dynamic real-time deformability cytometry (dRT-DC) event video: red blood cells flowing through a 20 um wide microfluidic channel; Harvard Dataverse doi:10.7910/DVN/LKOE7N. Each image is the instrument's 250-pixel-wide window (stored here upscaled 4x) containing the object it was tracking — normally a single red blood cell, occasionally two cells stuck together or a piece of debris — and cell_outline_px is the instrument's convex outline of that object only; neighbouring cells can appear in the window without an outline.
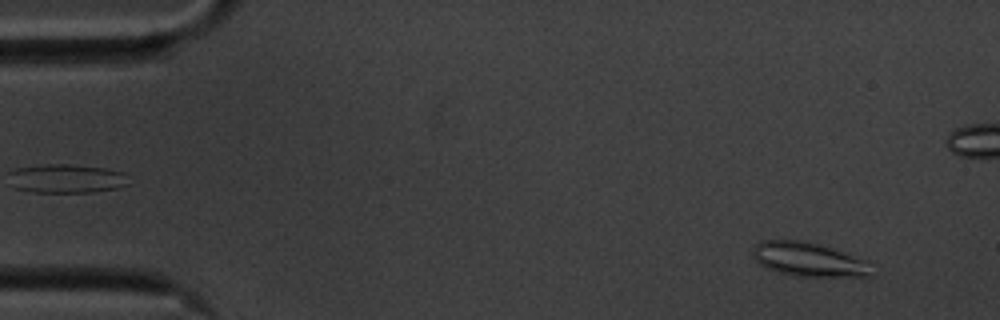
{"species": "common noctule bat (a hibernating species)", "species_latin": "Nyctalus noctula", "temperature_condition": "cold", "stored_images_in_passage": 57, "camera_frame_rate_fps": 3000, "um_per_image_px": 0.085, "animal": {"sex": "male", "body_mass_g": 20.1, "forearm_length_mm": 53.5}, "frame": {"image": 1, "passage_image": 4, "time_ms": 1.0, "image_size_px": [1000, 320], "cell_outline_px": [[872, 276], [796, 276], [780, 272], [768, 268], [760, 264], [752, 256], [752, 248], [760, 240], [800, 240], [820, 244], [868, 260]], "centroid_in_image_um": [68.72, 22.04], "position_along_channel_um": 16.3, "area_um2": 23.47}}
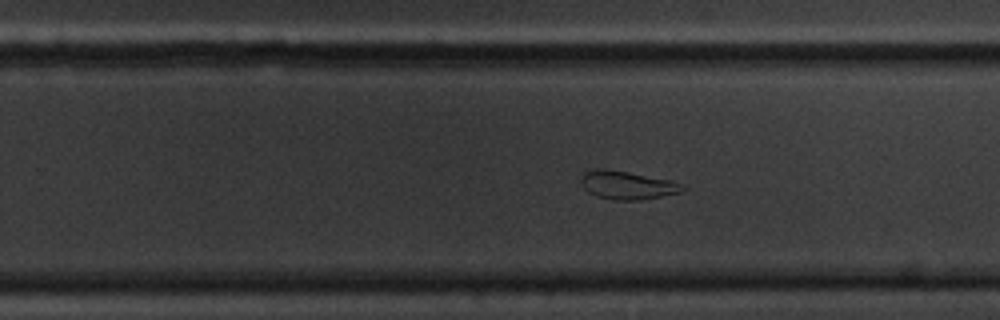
{"frame": {"image": 2, "passage_image": 35, "time_ms": 11.333, "image_size_px": [1000, 320], "cell_outline_px": [[688, 188], [680, 192], [640, 200], [616, 200], [596, 196], [588, 192], [584, 188], [580, 180], [584, 172], [596, 168], [604, 168], [628, 172], [668, 180]], "centroid_in_image_um": [53.25, 15.73], "position_along_channel_um": 276.5, "area_um2": 16.47}}
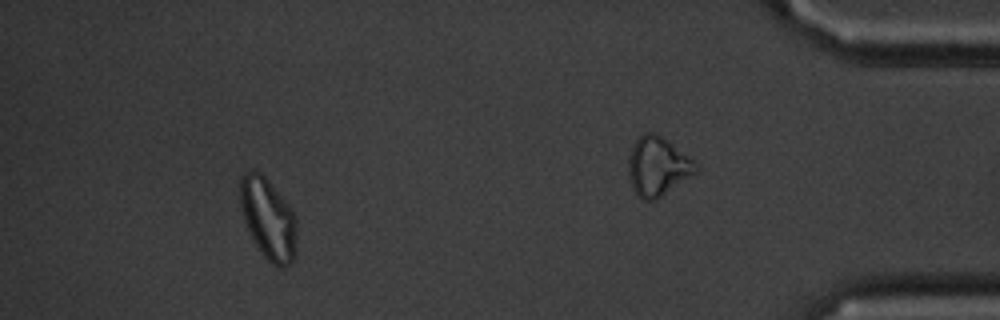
{"frame": {"image": 3, "passage_image": 52, "time_ms": 17.0, "image_size_px": [1000, 320], "cell_outline_px": [[296, 252], [292, 260], [284, 268], [276, 268], [264, 256], [256, 244], [244, 220], [240, 204], [240, 180], [244, 172], [260, 172], [268, 180], [288, 204], [296, 220]], "centroid_in_image_um": [22.81, 18.62], "position_along_channel_um": 412.4, "area_um2": 26.41}, "authors_computed_cell_mechanics": {"area_um2": 20.4034, "velocity_mm_per_s": 3.4788, "shape_relaxation_time_tau1_ms": null, "shape_relaxation_time_tau2_ms": 3.4207, "deformation_change_tau1": null, "deformation_change_tau2": 0.0935}}